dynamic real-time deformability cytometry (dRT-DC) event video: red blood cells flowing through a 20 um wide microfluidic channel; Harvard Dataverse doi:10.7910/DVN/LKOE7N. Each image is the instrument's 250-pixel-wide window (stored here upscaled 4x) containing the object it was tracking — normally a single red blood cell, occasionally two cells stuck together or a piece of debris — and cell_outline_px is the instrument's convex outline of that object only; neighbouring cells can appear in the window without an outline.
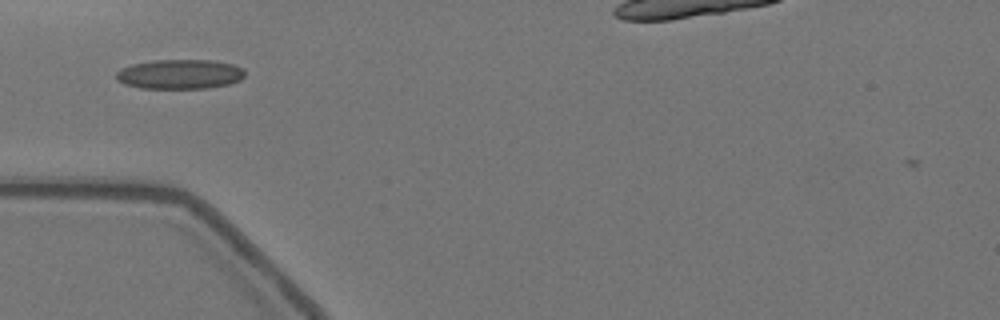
{"species": "Egyptian fruit bat (a non-hibernating species)", "species_latin": "Rousettus aegyptiacus", "temperature_condition": "warm", "stored_images_in_passage": 32, "camera_frame_rate_fps": 3000, "um_per_image_px": 0.085, "animal": {"sex": "female"}, "frame": {"image": 1, "passage_image": 3, "time_ms": 0.667, "image_size_px": [1000, 320], "cell_outline_px": [[244, 76], [240, 80], [228, 84], [208, 88], [140, 88], [124, 84], [116, 80], [116, 72], [132, 64], [152, 60], [212, 60], [232, 64], [244, 68]], "centroid_in_image_um": [15.28, 6.3], "position_along_channel_um": 69.7, "area_um2": 22.2}}
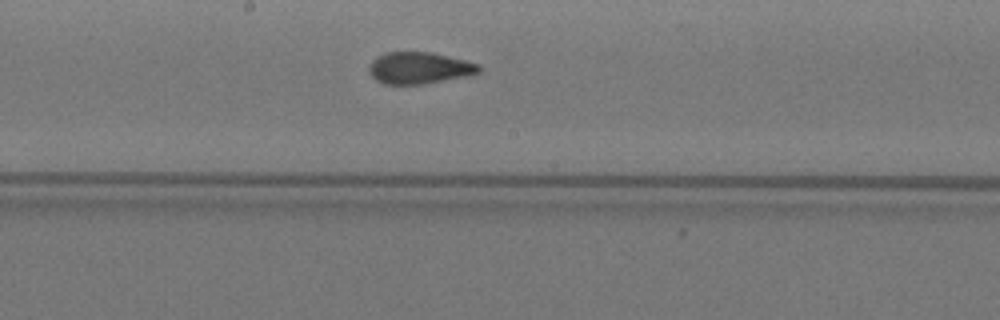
{"frame": {"image": 2, "passage_image": 15, "time_ms": 4.667, "image_size_px": [1000, 320], "cell_outline_px": [[480, 72], [468, 76], [424, 84], [384, 84], [376, 80], [368, 72], [368, 68], [372, 60], [384, 52], [432, 52], [480, 64]], "centroid_in_image_um": [35.63, 5.78], "position_along_channel_um": 212.6, "area_um2": 20.4}}
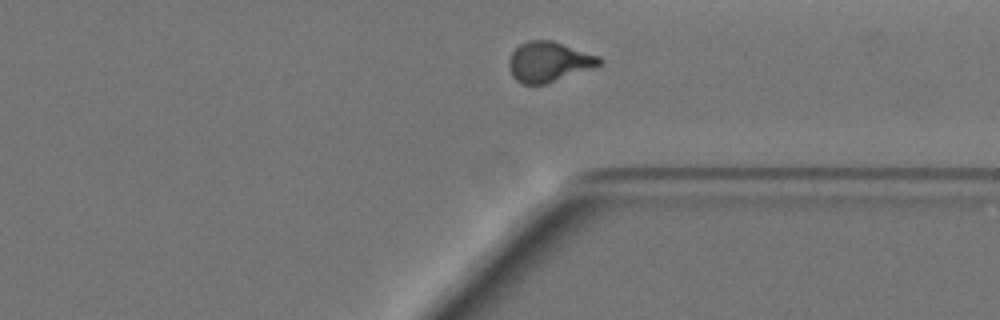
{"frame": {"image": 3, "passage_image": 28, "time_ms": 9.0, "image_size_px": [1000, 320], "cell_outline_px": [[604, 60], [600, 64], [592, 68], [544, 84], [520, 84], [512, 76], [508, 64], [512, 52], [520, 44], [528, 40], [552, 40], [600, 56]], "centroid_in_image_um": [46.64, 5.24], "position_along_channel_um": 364.8, "area_um2": 21.04}, "authors_computed_cell_mechanics": {"area_um2": 20.6635, "velocity_mm_per_s": 3.5317, "shape_relaxation_time_tau1_ms": 6.7604, "shape_relaxation_time_tau2_ms": 1.096, "deformation_change_tau1": 0.1769, "deformation_change_tau2": 0.0586}}